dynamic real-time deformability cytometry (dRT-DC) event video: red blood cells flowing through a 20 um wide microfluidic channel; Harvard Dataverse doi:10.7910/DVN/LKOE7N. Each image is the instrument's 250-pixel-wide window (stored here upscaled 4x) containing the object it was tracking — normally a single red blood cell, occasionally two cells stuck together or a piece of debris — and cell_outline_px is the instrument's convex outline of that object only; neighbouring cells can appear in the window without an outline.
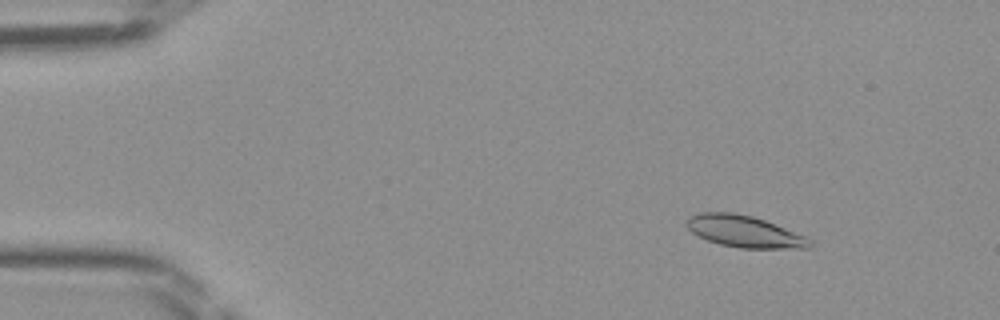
{"species": "Egyptian fruit bat (a non-hibernating species)", "species_latin": "Rousettus aegyptiacus", "temperature_condition": "room temperature", "stored_images_in_passage": 47, "camera_frame_rate_fps": 3000, "um_per_image_px": 0.085, "frame": {"image": 1, "passage_image": 6, "time_ms": 1.667, "image_size_px": [1000, 320], "cell_outline_px": [[812, 248], [740, 248], [720, 244], [708, 240], [692, 232], [684, 224], [688, 216], [700, 212], [736, 212], [752, 216], [764, 220], [808, 236], [812, 240]], "centroid_in_image_um": [63.29, 19.66], "position_along_channel_um": 21.7, "area_um2": 22.95}}
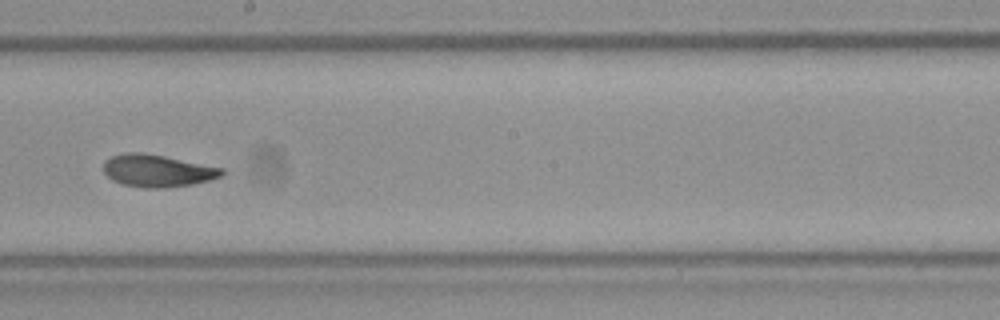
{"frame": {"image": 2, "passage_image": 27, "time_ms": 8.667, "image_size_px": [1000, 320], "cell_outline_px": [[224, 172], [220, 176], [208, 180], [192, 184], [164, 188], [144, 188], [124, 184], [112, 180], [104, 172], [104, 160], [112, 156], [128, 152], [144, 152], [224, 168]], "centroid_in_image_um": [13.36, 14.5], "position_along_channel_um": 234.8, "area_um2": 22.14}}
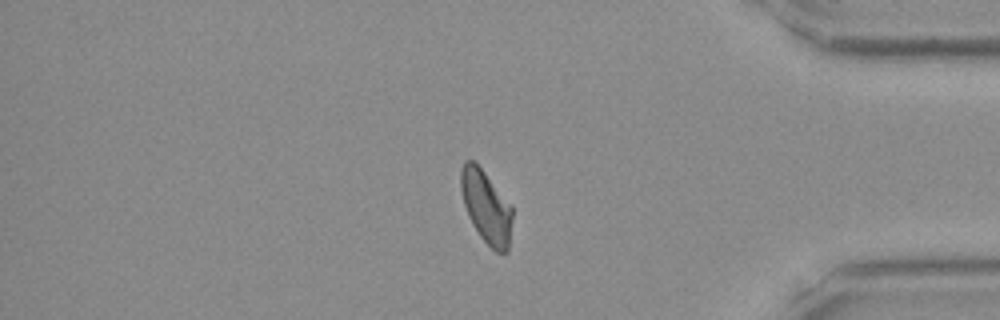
{"frame": {"image": 3, "passage_image": 40, "time_ms": 13.0, "image_size_px": [1000, 320], "cell_outline_px": [[512, 220], [508, 252], [496, 252], [480, 236], [472, 224], [468, 216], [464, 204], [460, 188], [460, 168], [464, 160], [472, 160], [484, 172], [512, 208]], "centroid_in_image_um": [41.3, 17.59], "position_along_channel_um": 393.9, "area_um2": 21.44}}